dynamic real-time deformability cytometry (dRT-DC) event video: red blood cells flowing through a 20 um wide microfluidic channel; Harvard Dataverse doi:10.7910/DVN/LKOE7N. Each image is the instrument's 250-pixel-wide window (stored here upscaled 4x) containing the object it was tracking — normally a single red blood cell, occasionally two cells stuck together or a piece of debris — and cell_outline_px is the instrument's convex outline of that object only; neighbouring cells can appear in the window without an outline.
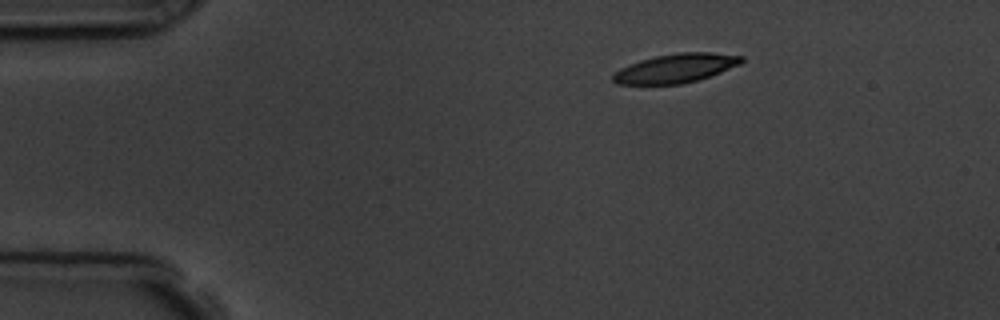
{"species": "common noctule bat (a hibernating species)", "species_latin": "Nyctalus noctula", "temperature_condition": "room temperature", "stored_images_in_passage": 2, "camera_frame_rate_fps": 3000, "um_per_image_px": 0.085, "animal": {"sex": "male", "body_mass_g": 19.5, "forearm_length_mm": 54.6}, "frame": {"image": 1, "passage_image": 1, "time_ms": 0.0, "image_size_px": [1000, 320], "cell_outline_px": [[744, 60], [740, 64], [720, 72], [696, 80], [680, 84], [616, 84], [612, 80], [612, 76], [620, 68], [628, 64], [640, 60], [656, 56], [676, 52], [712, 52], [744, 56]], "centroid_in_image_um": [57.43, 5.79], "position_along_channel_um": 27.6, "area_um2": 21.62}}